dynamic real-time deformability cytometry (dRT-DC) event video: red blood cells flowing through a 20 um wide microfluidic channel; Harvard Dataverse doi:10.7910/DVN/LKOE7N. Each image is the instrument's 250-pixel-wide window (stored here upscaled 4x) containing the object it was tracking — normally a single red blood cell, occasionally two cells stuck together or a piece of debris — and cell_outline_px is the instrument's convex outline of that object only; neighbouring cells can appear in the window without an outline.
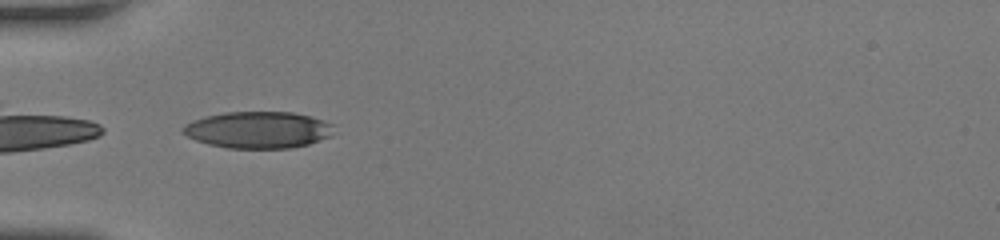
{"species": "human", "species_latin": "Homo sapiens", "temperature_condition": "room temperature", "stored_images_in_passage": 33, "camera_frame_rate_fps": 3000, "um_per_image_px": 0.085, "donor": {"sex": "female"}, "frame": {"image": 1, "passage_image": 1, "time_ms": 0.0, "image_size_px": [1000, 240], "cell_outline_px": [[332, 136], [308, 144], [288, 148], [228, 148], [208, 144], [196, 140], [188, 136], [180, 128], [184, 124], [192, 120], [204, 116], [224, 112], [292, 112], [312, 116], [324, 120], [332, 124]], "centroid_in_image_um": [21.93, 11.03], "position_along_channel_um": 63.1, "area_um2": 32.37}}
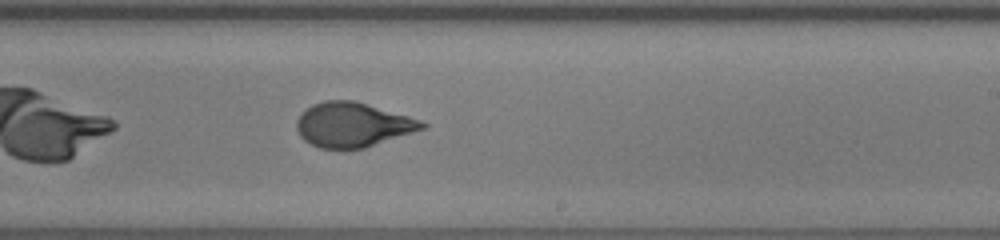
{"frame": {"image": 2, "passage_image": 15, "time_ms": 4.667, "image_size_px": [1000, 240], "cell_outline_px": [[428, 128], [364, 148], [320, 148], [304, 140], [300, 136], [296, 128], [296, 120], [300, 112], [312, 104], [324, 100], [352, 100], [408, 116], [420, 120], [428, 124]], "centroid_in_image_um": [29.97, 10.6], "position_along_channel_um": 259.0, "area_um2": 32.54}}
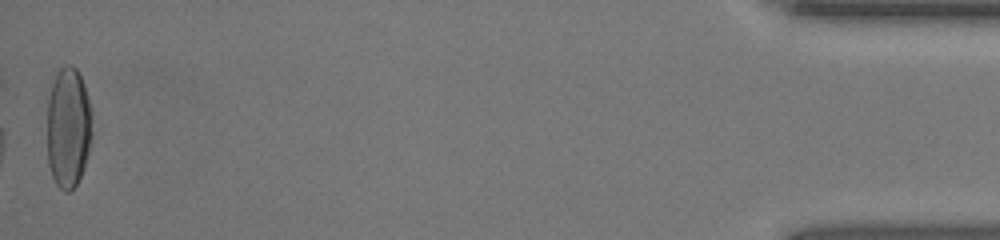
{"frame": {"image": 3, "passage_image": 33, "time_ms": 10.667, "image_size_px": [1000, 240], "cell_outline_px": [[92, 136], [84, 168], [76, 184], [68, 192], [64, 192], [56, 184], [52, 176], [48, 164], [48, 80], [64, 64], [72, 64], [76, 68], [84, 84], [88, 96], [92, 116]], "centroid_in_image_um": [5.79, 10.76], "position_along_channel_um": 429.4, "area_um2": 32.37}, "authors_computed_cell_mechanics": {"area_um2": 32.2524, "velocity_mm_per_s": 4.3226, "shape_relaxation_time_tau1_ms": 7.5235, "shape_relaxation_time_tau2_ms": null, "deformation_change_tau1": 0.2732, "deformation_change_tau2": null}}